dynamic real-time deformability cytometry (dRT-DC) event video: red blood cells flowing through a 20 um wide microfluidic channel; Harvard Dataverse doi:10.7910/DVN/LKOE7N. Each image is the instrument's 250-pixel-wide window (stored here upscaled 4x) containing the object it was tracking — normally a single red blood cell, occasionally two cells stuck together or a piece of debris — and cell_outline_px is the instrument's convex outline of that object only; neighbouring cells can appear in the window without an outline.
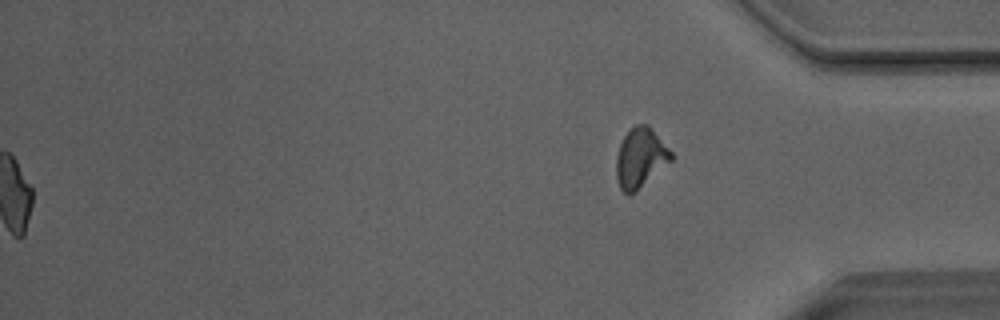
{"species": "Egyptian fruit bat (a non-hibernating species)", "species_latin": "Rousettus aegyptiacus", "temperature_condition": "room temperature", "stored_images_in_passage": 39, "segment_of_instrument_passage": [2, 2], "camera_frame_rate_fps": 3000, "um_per_image_px": 0.085, "animal": {"sex": "male"}, "frame": {"image": 1, "passage_image": 39, "time_ms": 12.667, "image_size_px": [1000, 320], "cell_outline_px": [[672, 160], [636, 192], [624, 192], [620, 188], [616, 180], [616, 160], [620, 144], [624, 136], [636, 124], [648, 124], [652, 128], [672, 152]], "centroid_in_image_um": [54.44, 13.41], "position_along_channel_um": 380.8, "area_um2": 18.9}}